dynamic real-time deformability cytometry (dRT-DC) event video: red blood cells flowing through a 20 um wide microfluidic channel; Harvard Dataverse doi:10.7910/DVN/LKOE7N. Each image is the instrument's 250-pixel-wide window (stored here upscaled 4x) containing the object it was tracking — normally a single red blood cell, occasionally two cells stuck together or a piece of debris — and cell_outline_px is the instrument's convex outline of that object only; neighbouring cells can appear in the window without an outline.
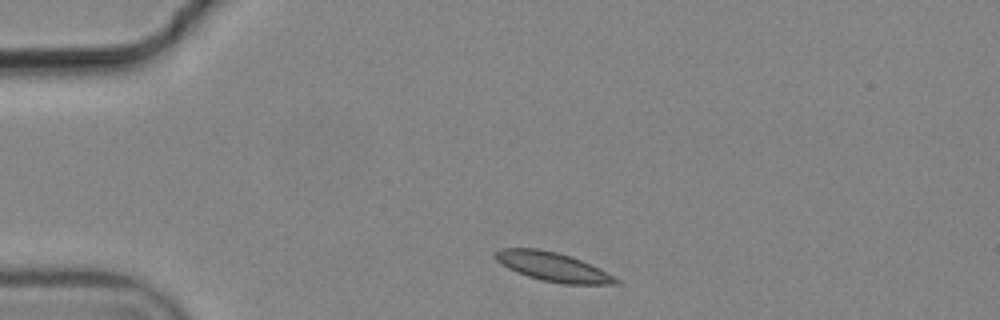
{"species": "common noctule bat (a hibernating species)", "species_latin": "Nyctalus noctula", "temperature_condition": "cold", "stored_images_in_passage": 2, "camera_frame_rate_fps": 3000, "um_per_image_px": 0.085, "animal": {"sex": "male", "body_mass_g": 19.2, "forearm_length_mm": 51.8}, "frame": {"image": 1, "passage_image": 1, "time_ms": 0.0, "image_size_px": [1000, 320], "cell_outline_px": [[620, 284], [564, 284], [540, 280], [528, 276], [508, 268], [496, 260], [492, 256], [492, 252], [500, 248], [536, 248], [556, 252], [580, 260], [600, 268], [620, 280]], "centroid_in_image_um": [46.95, 22.67], "position_along_channel_um": 38.0, "area_um2": 20.35}}